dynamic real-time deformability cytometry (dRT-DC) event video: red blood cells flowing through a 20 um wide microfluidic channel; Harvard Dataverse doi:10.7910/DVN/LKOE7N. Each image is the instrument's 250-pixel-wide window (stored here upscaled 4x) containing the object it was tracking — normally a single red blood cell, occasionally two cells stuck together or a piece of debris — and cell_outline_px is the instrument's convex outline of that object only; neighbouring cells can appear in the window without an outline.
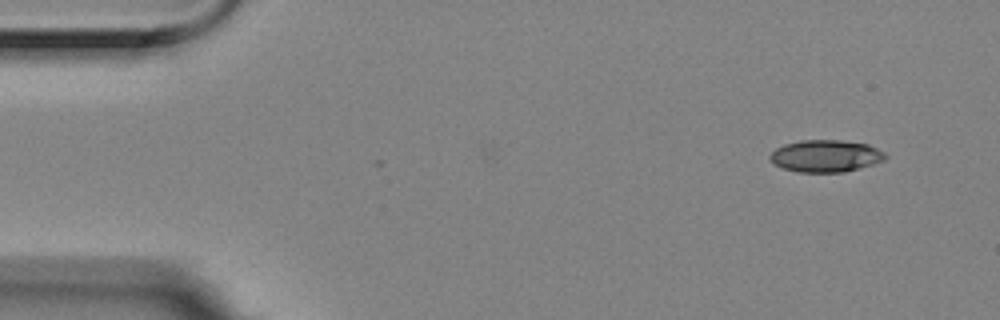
{"species": "Egyptian fruit bat (a non-hibernating species)", "species_latin": "Rousettus aegyptiacus", "temperature_condition": "room temperature", "stored_images_in_passage": 6, "camera_frame_rate_fps": 3000, "um_per_image_px": 0.085, "animal": {"sex": "female"}, "frame": {"image": 1, "passage_image": 1, "time_ms": 0.0, "image_size_px": [1000, 320], "cell_outline_px": [[888, 156], [884, 160], [872, 164], [844, 172], [800, 172], [784, 168], [776, 164], [768, 156], [776, 148], [784, 144], [800, 140], [840, 140], [868, 144], [884, 152]], "centroid_in_image_um": [70.19, 13.25], "position_along_channel_um": 14.8, "area_um2": 21.39}}
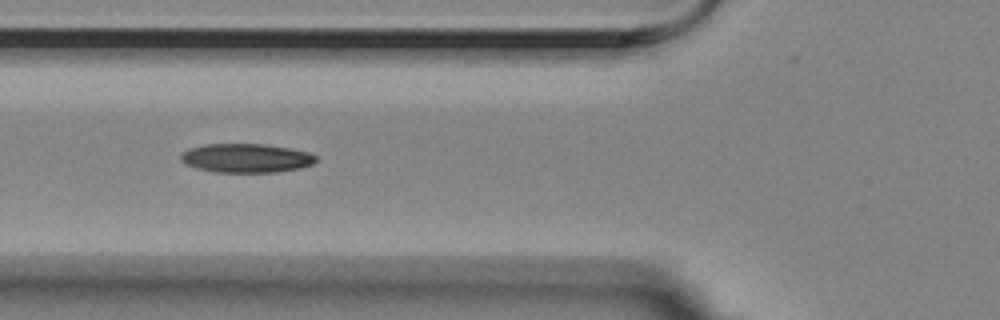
{"frame": {"image": 2, "passage_image": 5, "time_ms": 1.333, "image_size_px": [1000, 320], "cell_outline_px": [[320, 160], [312, 164], [300, 168], [276, 172], [212, 172], [196, 168], [184, 164], [180, 160], [180, 152], [188, 148], [204, 144], [264, 144], [288, 148], [308, 152], [316, 156]], "centroid_in_image_um": [20.88, 13.44], "position_along_channel_um": 104.9, "area_um2": 23.06}}
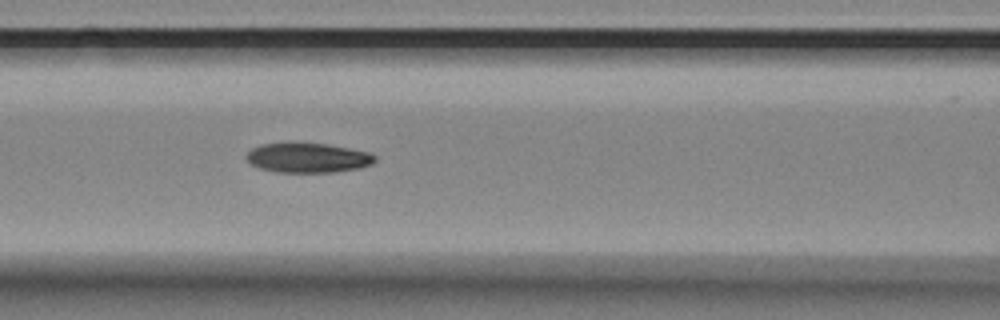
{"frame": {"image": 3, "passage_image": 6, "time_ms": 1.667, "image_size_px": [1000, 320], "cell_outline_px": [[376, 160], [372, 164], [356, 168], [332, 172], [276, 172], [260, 168], [252, 164], [244, 156], [252, 148], [260, 144], [288, 140], [324, 144], [348, 148], [368, 152], [376, 156]], "centroid_in_image_um": [26.09, 13.37], "position_along_channel_um": 140.5, "area_um2": 22.66}}